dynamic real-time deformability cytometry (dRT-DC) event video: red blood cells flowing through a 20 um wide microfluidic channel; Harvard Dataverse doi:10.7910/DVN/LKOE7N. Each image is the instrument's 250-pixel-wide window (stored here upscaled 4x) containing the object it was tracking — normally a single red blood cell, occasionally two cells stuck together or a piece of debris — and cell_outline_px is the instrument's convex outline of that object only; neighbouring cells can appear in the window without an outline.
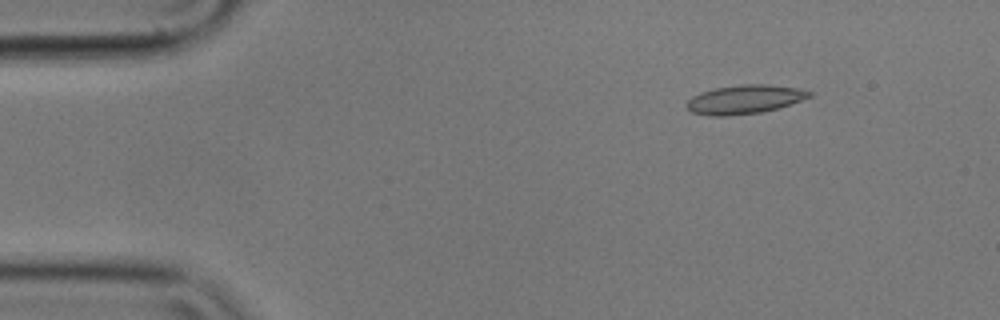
{"species": "common noctule bat (a hibernating species)", "species_latin": "Nyctalus noctula", "temperature_condition": "cold", "stored_images_in_passage": 56, "camera_frame_rate_fps": 3000, "um_per_image_px": 0.085, "animal": {"sex": "male", "body_mass_g": 17.9}, "frame": {"image": 1, "passage_image": 7, "time_ms": 2.0, "image_size_px": [1000, 320], "cell_outline_px": [[812, 96], [780, 108], [760, 112], [728, 116], [708, 116], [692, 112], [684, 104], [692, 96], [700, 92], [716, 88], [740, 84], [764, 84], [800, 88], [812, 92]], "centroid_in_image_um": [63.28, 8.45], "position_along_channel_um": 21.7, "area_um2": 20.75}}
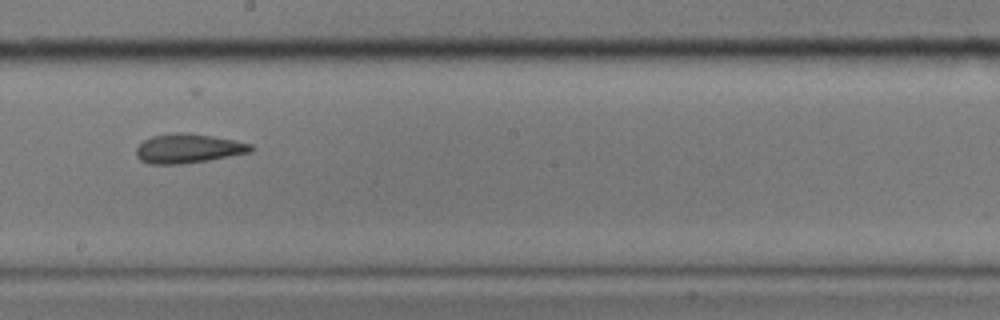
{"frame": {"image": 2, "passage_image": 31, "time_ms": 10.0, "image_size_px": [1000, 320], "cell_outline_px": [[256, 148], [252, 152], [208, 160], [180, 164], [148, 164], [140, 160], [136, 156], [136, 148], [144, 140], [152, 136], [176, 132], [212, 136], [252, 144]], "centroid_in_image_um": [16.0, 12.63], "position_along_channel_um": 232.2, "area_um2": 19.48}}
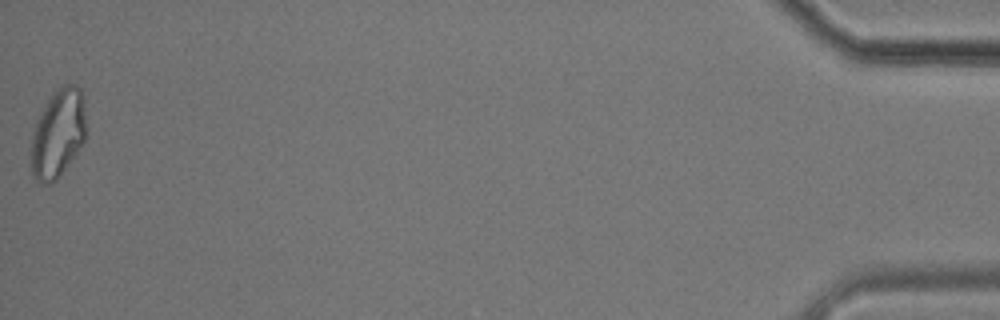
{"frame": {"image": 3, "passage_image": 56, "time_ms": 18.333, "image_size_px": [1000, 320], "cell_outline_px": [[84, 140], [60, 176], [52, 184], [40, 184], [36, 180], [32, 172], [32, 136], [36, 120], [52, 92], [64, 84], [76, 84], [80, 88], [84, 112]], "centroid_in_image_um": [4.9, 11.35], "position_along_channel_um": 430.3, "area_um2": 27.86}, "authors_computed_cell_mechanics": {"area_um2": 19.9699, "velocity_mm_per_s": 3.5377, "shape_relaxation_time_tau1_ms": 4.5873, "shape_relaxation_time_tau2_ms": 3.4582, "deformation_change_tau1": 0.1247, "deformation_change_tau2": 0.108}}